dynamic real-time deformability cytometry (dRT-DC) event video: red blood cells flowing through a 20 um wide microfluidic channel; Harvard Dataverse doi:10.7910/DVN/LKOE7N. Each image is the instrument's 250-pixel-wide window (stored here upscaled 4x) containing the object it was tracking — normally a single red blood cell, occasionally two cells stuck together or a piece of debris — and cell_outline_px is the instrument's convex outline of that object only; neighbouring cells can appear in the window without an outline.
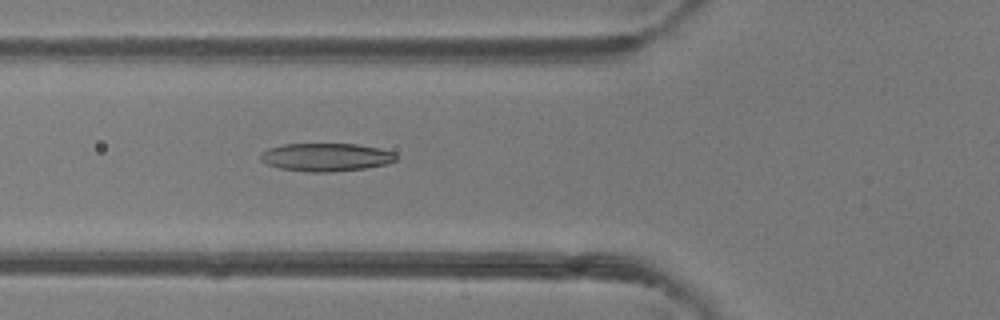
{"species": "common noctule bat (a hibernating species)", "species_latin": "Nyctalus noctula", "temperature_condition": "room temperature", "stored_images_in_passage": 48, "camera_frame_rate_fps": 3000, "um_per_image_px": 0.085, "animal": {"sex": "female"}, "frame": {"image": 1, "passage_image": 18, "time_ms": 5.667, "image_size_px": [1000, 320], "cell_outline_px": [[396, 160], [388, 164], [364, 168], [332, 172], [308, 172], [280, 168], [268, 164], [260, 160], [260, 152], [268, 148], [284, 144], [356, 144], [380, 148], [396, 152]], "centroid_in_image_um": [27.72, 13.36], "position_along_channel_um": 98.1, "area_um2": 22.31}}
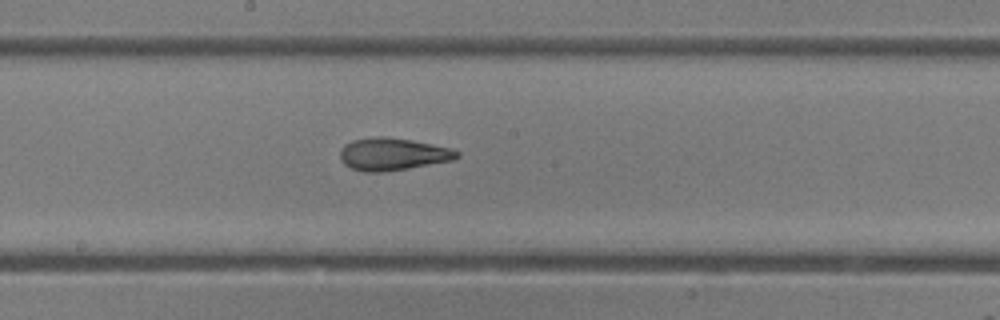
{"frame": {"image": 2, "passage_image": 26, "time_ms": 8.333, "image_size_px": [1000, 320], "cell_outline_px": [[460, 156], [452, 160], [408, 168], [384, 172], [364, 172], [352, 168], [344, 164], [340, 160], [340, 148], [344, 144], [352, 140], [380, 136], [384, 136], [412, 140], [452, 148], [460, 152]], "centroid_in_image_um": [33.36, 13.1], "position_along_channel_um": 214.8, "area_um2": 22.14}}
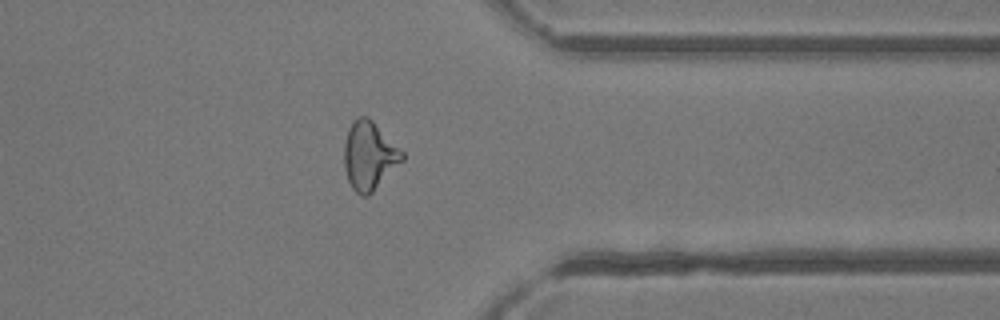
{"frame": {"image": 3, "passage_image": 38, "time_ms": 12.333, "image_size_px": [1000, 320], "cell_outline_px": [[404, 160], [368, 196], [360, 196], [352, 188], [348, 180], [344, 168], [344, 144], [348, 128], [352, 120], [356, 116], [368, 116], [404, 152]], "centroid_in_image_um": [31.37, 13.22], "position_along_channel_um": 380.0, "area_um2": 23.24}, "authors_computed_cell_mechanics": {"area_um2": 22.3108, "velocity_mm_per_s": 4.3509, "shape_relaxation_time_tau1_ms": 7.3753, "shape_relaxation_time_tau2_ms": 1.1401, "deformation_change_tau1": 0.2421, "deformation_change_tau2": 0.0867}}